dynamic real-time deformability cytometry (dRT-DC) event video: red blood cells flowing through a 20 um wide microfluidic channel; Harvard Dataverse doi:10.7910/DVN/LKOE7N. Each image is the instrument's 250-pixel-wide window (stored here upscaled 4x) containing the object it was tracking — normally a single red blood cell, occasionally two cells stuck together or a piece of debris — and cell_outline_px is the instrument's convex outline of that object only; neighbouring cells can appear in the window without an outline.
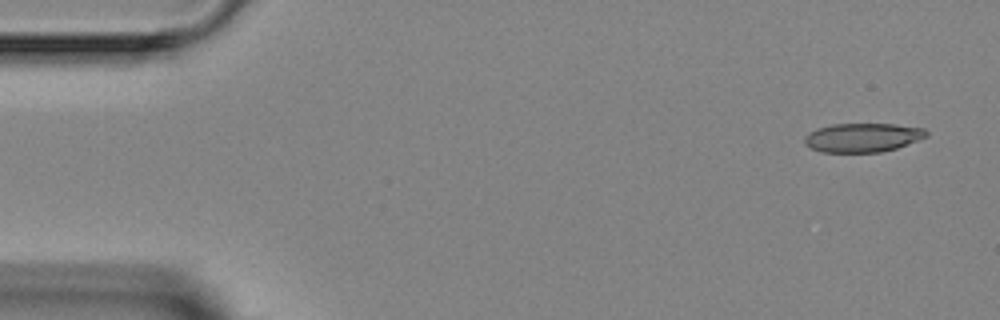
{"species": "Egyptian fruit bat (a non-hibernating species)", "species_latin": "Rousettus aegyptiacus", "temperature_condition": "room temperature", "stored_images_in_passage": 4, "camera_frame_rate_fps": 3000, "um_per_image_px": 0.085, "animal": {"sex": "female"}, "frame": {"image": 1, "passage_image": 1, "time_ms": 0.0, "image_size_px": [1000, 320], "cell_outline_px": [[928, 136], [896, 148], [880, 152], [820, 152], [804, 144], [804, 136], [808, 132], [816, 128], [832, 124], [896, 124], [924, 128], [928, 132]], "centroid_in_image_um": [73.29, 11.68], "position_along_channel_um": 11.7, "area_um2": 20.63}}
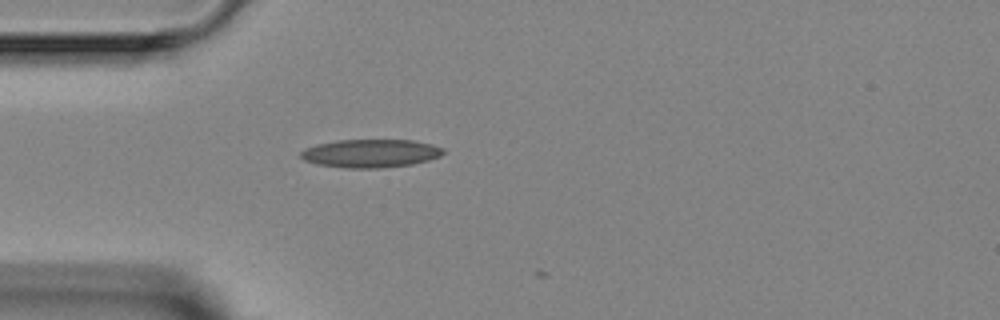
{"frame": {"image": 2, "passage_image": 4, "time_ms": 3.667, "image_size_px": [1000, 320], "cell_outline_px": [[444, 152], [440, 156], [428, 160], [412, 164], [380, 168], [344, 168], [316, 164], [304, 160], [300, 156], [300, 152], [304, 148], [316, 144], [336, 140], [412, 140], [432, 144], [444, 148]], "centroid_in_image_um": [31.47, 13.03], "position_along_channel_um": 53.5, "area_um2": 23.58}}